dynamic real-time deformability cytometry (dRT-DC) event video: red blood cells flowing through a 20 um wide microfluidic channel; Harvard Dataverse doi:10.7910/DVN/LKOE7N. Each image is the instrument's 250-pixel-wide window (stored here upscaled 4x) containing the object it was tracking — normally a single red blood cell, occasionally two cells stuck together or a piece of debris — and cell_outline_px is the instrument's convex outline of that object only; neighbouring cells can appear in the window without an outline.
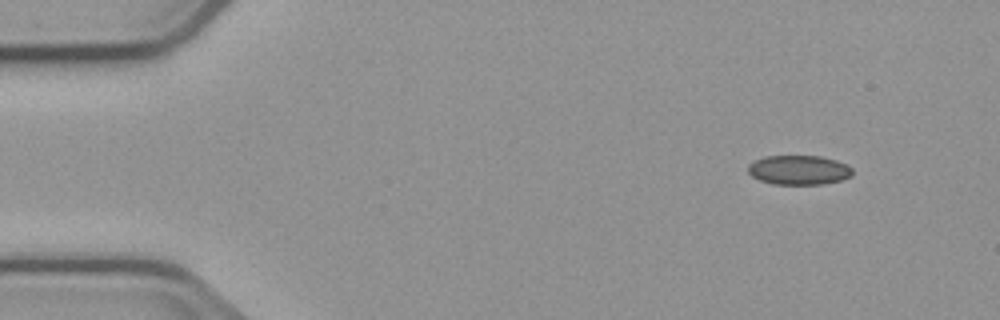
{"species": "common noctule bat (a hibernating species)", "species_latin": "Nyctalus noctula", "temperature_condition": "cold", "stored_images_in_passage": 4, "camera_frame_rate_fps": 3000, "um_per_image_px": 0.085, "animal": {"sex": "male", "body_mass_g": 23.1, "forearm_length_mm": 52.7}, "frame": {"image": 1, "passage_image": 1, "time_ms": 0.0, "image_size_px": [1000, 320], "cell_outline_px": [[852, 176], [840, 180], [820, 184], [772, 184], [760, 180], [752, 176], [748, 172], [748, 164], [752, 160], [764, 156], [820, 156], [836, 160], [848, 164], [852, 168]], "centroid_in_image_um": [67.88, 14.44], "position_along_channel_um": 17.1, "area_um2": 18.03}}